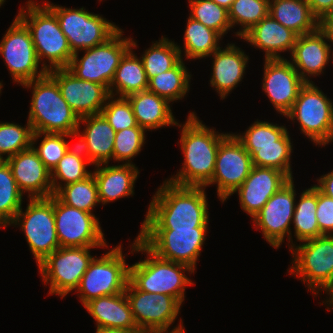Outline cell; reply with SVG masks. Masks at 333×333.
<instances>
[{
    "mask_svg": "<svg viewBox=\"0 0 333 333\" xmlns=\"http://www.w3.org/2000/svg\"><path fill=\"white\" fill-rule=\"evenodd\" d=\"M205 189L163 181L152 197L141 229L209 228Z\"/></svg>",
    "mask_w": 333,
    "mask_h": 333,
    "instance_id": "cell-1",
    "label": "cell"
},
{
    "mask_svg": "<svg viewBox=\"0 0 333 333\" xmlns=\"http://www.w3.org/2000/svg\"><path fill=\"white\" fill-rule=\"evenodd\" d=\"M185 123H177L181 130L178 143L183 154V165L176 175L166 180L180 186L204 187L214 174L220 143L230 134L219 133L205 125L196 112L189 111Z\"/></svg>",
    "mask_w": 333,
    "mask_h": 333,
    "instance_id": "cell-2",
    "label": "cell"
},
{
    "mask_svg": "<svg viewBox=\"0 0 333 333\" xmlns=\"http://www.w3.org/2000/svg\"><path fill=\"white\" fill-rule=\"evenodd\" d=\"M130 249V253L141 252L146 257L129 266V281L140 291L167 294L182 305L186 287L195 284L188 274L195 271L187 265L157 256L138 237L130 244Z\"/></svg>",
    "mask_w": 333,
    "mask_h": 333,
    "instance_id": "cell-3",
    "label": "cell"
},
{
    "mask_svg": "<svg viewBox=\"0 0 333 333\" xmlns=\"http://www.w3.org/2000/svg\"><path fill=\"white\" fill-rule=\"evenodd\" d=\"M26 3L16 16L28 28L41 65L47 71L67 68L74 53L56 15L42 2L28 0Z\"/></svg>",
    "mask_w": 333,
    "mask_h": 333,
    "instance_id": "cell-4",
    "label": "cell"
},
{
    "mask_svg": "<svg viewBox=\"0 0 333 333\" xmlns=\"http://www.w3.org/2000/svg\"><path fill=\"white\" fill-rule=\"evenodd\" d=\"M21 86L32 90L27 120L34 133L76 135L80 118L64 100L57 82L48 73Z\"/></svg>",
    "mask_w": 333,
    "mask_h": 333,
    "instance_id": "cell-5",
    "label": "cell"
},
{
    "mask_svg": "<svg viewBox=\"0 0 333 333\" xmlns=\"http://www.w3.org/2000/svg\"><path fill=\"white\" fill-rule=\"evenodd\" d=\"M284 117L294 124L299 123L300 133L316 146L325 147L333 142V101L315 82L301 87L294 105Z\"/></svg>",
    "mask_w": 333,
    "mask_h": 333,
    "instance_id": "cell-6",
    "label": "cell"
},
{
    "mask_svg": "<svg viewBox=\"0 0 333 333\" xmlns=\"http://www.w3.org/2000/svg\"><path fill=\"white\" fill-rule=\"evenodd\" d=\"M123 244L113 247L101 257L90 262L74 293L84 306L87 302L102 296L125 292L129 281V264L123 255Z\"/></svg>",
    "mask_w": 333,
    "mask_h": 333,
    "instance_id": "cell-7",
    "label": "cell"
},
{
    "mask_svg": "<svg viewBox=\"0 0 333 333\" xmlns=\"http://www.w3.org/2000/svg\"><path fill=\"white\" fill-rule=\"evenodd\" d=\"M9 226L20 227L37 266L60 247L54 218V194L48 198H28Z\"/></svg>",
    "mask_w": 333,
    "mask_h": 333,
    "instance_id": "cell-8",
    "label": "cell"
},
{
    "mask_svg": "<svg viewBox=\"0 0 333 333\" xmlns=\"http://www.w3.org/2000/svg\"><path fill=\"white\" fill-rule=\"evenodd\" d=\"M123 29H119L106 42L90 49L74 53L67 69L77 78L99 83L108 90L117 67L124 55L132 48V37H124Z\"/></svg>",
    "mask_w": 333,
    "mask_h": 333,
    "instance_id": "cell-9",
    "label": "cell"
},
{
    "mask_svg": "<svg viewBox=\"0 0 333 333\" xmlns=\"http://www.w3.org/2000/svg\"><path fill=\"white\" fill-rule=\"evenodd\" d=\"M296 245L289 249L293 259L287 271L306 284L314 297L318 296L333 276V235H322Z\"/></svg>",
    "mask_w": 333,
    "mask_h": 333,
    "instance_id": "cell-10",
    "label": "cell"
},
{
    "mask_svg": "<svg viewBox=\"0 0 333 333\" xmlns=\"http://www.w3.org/2000/svg\"><path fill=\"white\" fill-rule=\"evenodd\" d=\"M57 17L73 53L90 49L111 38L120 28L100 14L86 8H68L43 2Z\"/></svg>",
    "mask_w": 333,
    "mask_h": 333,
    "instance_id": "cell-11",
    "label": "cell"
},
{
    "mask_svg": "<svg viewBox=\"0 0 333 333\" xmlns=\"http://www.w3.org/2000/svg\"><path fill=\"white\" fill-rule=\"evenodd\" d=\"M106 247H59L38 265L42 282L50 285L48 295L62 299L75 291L95 256L91 249Z\"/></svg>",
    "mask_w": 333,
    "mask_h": 333,
    "instance_id": "cell-12",
    "label": "cell"
},
{
    "mask_svg": "<svg viewBox=\"0 0 333 333\" xmlns=\"http://www.w3.org/2000/svg\"><path fill=\"white\" fill-rule=\"evenodd\" d=\"M125 294L135 323L142 333L176 332L185 329L182 318L177 326H173L182 306L174 297L140 291L130 281Z\"/></svg>",
    "mask_w": 333,
    "mask_h": 333,
    "instance_id": "cell-13",
    "label": "cell"
},
{
    "mask_svg": "<svg viewBox=\"0 0 333 333\" xmlns=\"http://www.w3.org/2000/svg\"><path fill=\"white\" fill-rule=\"evenodd\" d=\"M208 228L141 229L138 238L157 256L196 271Z\"/></svg>",
    "mask_w": 333,
    "mask_h": 333,
    "instance_id": "cell-14",
    "label": "cell"
},
{
    "mask_svg": "<svg viewBox=\"0 0 333 333\" xmlns=\"http://www.w3.org/2000/svg\"><path fill=\"white\" fill-rule=\"evenodd\" d=\"M0 55L13 82L19 86L48 73L40 66L28 28L17 16L0 41Z\"/></svg>",
    "mask_w": 333,
    "mask_h": 333,
    "instance_id": "cell-15",
    "label": "cell"
},
{
    "mask_svg": "<svg viewBox=\"0 0 333 333\" xmlns=\"http://www.w3.org/2000/svg\"><path fill=\"white\" fill-rule=\"evenodd\" d=\"M296 189L290 179L266 202L264 207L252 218L255 230H260L264 239L274 249L288 241V249L294 246L291 224L295 212Z\"/></svg>",
    "mask_w": 333,
    "mask_h": 333,
    "instance_id": "cell-16",
    "label": "cell"
},
{
    "mask_svg": "<svg viewBox=\"0 0 333 333\" xmlns=\"http://www.w3.org/2000/svg\"><path fill=\"white\" fill-rule=\"evenodd\" d=\"M54 218L60 247H109L94 213L68 206L55 194Z\"/></svg>",
    "mask_w": 333,
    "mask_h": 333,
    "instance_id": "cell-17",
    "label": "cell"
},
{
    "mask_svg": "<svg viewBox=\"0 0 333 333\" xmlns=\"http://www.w3.org/2000/svg\"><path fill=\"white\" fill-rule=\"evenodd\" d=\"M252 158L244 145L230 133L219 145L212 179L204 186L216 185V193L224 204L249 176Z\"/></svg>",
    "mask_w": 333,
    "mask_h": 333,
    "instance_id": "cell-18",
    "label": "cell"
},
{
    "mask_svg": "<svg viewBox=\"0 0 333 333\" xmlns=\"http://www.w3.org/2000/svg\"><path fill=\"white\" fill-rule=\"evenodd\" d=\"M263 70L262 89L276 113L285 116L306 82L286 58L265 59Z\"/></svg>",
    "mask_w": 333,
    "mask_h": 333,
    "instance_id": "cell-19",
    "label": "cell"
},
{
    "mask_svg": "<svg viewBox=\"0 0 333 333\" xmlns=\"http://www.w3.org/2000/svg\"><path fill=\"white\" fill-rule=\"evenodd\" d=\"M48 74L57 82L62 97L79 118L102 112L110 96L105 86L79 79L67 68L52 69Z\"/></svg>",
    "mask_w": 333,
    "mask_h": 333,
    "instance_id": "cell-20",
    "label": "cell"
},
{
    "mask_svg": "<svg viewBox=\"0 0 333 333\" xmlns=\"http://www.w3.org/2000/svg\"><path fill=\"white\" fill-rule=\"evenodd\" d=\"M332 46L333 43L321 27L310 34L297 36L290 62L306 83L313 82L310 77L324 74L326 66L331 61L333 63Z\"/></svg>",
    "mask_w": 333,
    "mask_h": 333,
    "instance_id": "cell-21",
    "label": "cell"
},
{
    "mask_svg": "<svg viewBox=\"0 0 333 333\" xmlns=\"http://www.w3.org/2000/svg\"><path fill=\"white\" fill-rule=\"evenodd\" d=\"M290 178L275 168L253 166L249 176L233 194L238 193L240 207L253 218Z\"/></svg>",
    "mask_w": 333,
    "mask_h": 333,
    "instance_id": "cell-22",
    "label": "cell"
},
{
    "mask_svg": "<svg viewBox=\"0 0 333 333\" xmlns=\"http://www.w3.org/2000/svg\"><path fill=\"white\" fill-rule=\"evenodd\" d=\"M19 190L28 198H48L53 195L51 172L32 146L6 159Z\"/></svg>",
    "mask_w": 333,
    "mask_h": 333,
    "instance_id": "cell-23",
    "label": "cell"
},
{
    "mask_svg": "<svg viewBox=\"0 0 333 333\" xmlns=\"http://www.w3.org/2000/svg\"><path fill=\"white\" fill-rule=\"evenodd\" d=\"M83 131H80L81 125ZM116 132L102 113L87 115L79 119L76 133L77 145L82 149L92 166L110 163L113 156Z\"/></svg>",
    "mask_w": 333,
    "mask_h": 333,
    "instance_id": "cell-24",
    "label": "cell"
},
{
    "mask_svg": "<svg viewBox=\"0 0 333 333\" xmlns=\"http://www.w3.org/2000/svg\"><path fill=\"white\" fill-rule=\"evenodd\" d=\"M218 48L211 56L212 73L210 86L224 100L246 75L249 55L235 43H227L225 47Z\"/></svg>",
    "mask_w": 333,
    "mask_h": 333,
    "instance_id": "cell-25",
    "label": "cell"
},
{
    "mask_svg": "<svg viewBox=\"0 0 333 333\" xmlns=\"http://www.w3.org/2000/svg\"><path fill=\"white\" fill-rule=\"evenodd\" d=\"M297 36L295 32L268 14L248 30L240 40H245L255 49L263 50L264 59H284V56L280 54L290 52L291 55Z\"/></svg>",
    "mask_w": 333,
    "mask_h": 333,
    "instance_id": "cell-26",
    "label": "cell"
},
{
    "mask_svg": "<svg viewBox=\"0 0 333 333\" xmlns=\"http://www.w3.org/2000/svg\"><path fill=\"white\" fill-rule=\"evenodd\" d=\"M92 174L97 183L98 197L102 205L134 196V187L140 170L135 164L109 163L94 166Z\"/></svg>",
    "mask_w": 333,
    "mask_h": 333,
    "instance_id": "cell-27",
    "label": "cell"
},
{
    "mask_svg": "<svg viewBox=\"0 0 333 333\" xmlns=\"http://www.w3.org/2000/svg\"><path fill=\"white\" fill-rule=\"evenodd\" d=\"M96 322V328H119L133 333H142L134 320L125 292L98 297L84 305Z\"/></svg>",
    "mask_w": 333,
    "mask_h": 333,
    "instance_id": "cell-28",
    "label": "cell"
},
{
    "mask_svg": "<svg viewBox=\"0 0 333 333\" xmlns=\"http://www.w3.org/2000/svg\"><path fill=\"white\" fill-rule=\"evenodd\" d=\"M131 104L137 125L146 131L176 126L171 104L166 98L148 90L126 96Z\"/></svg>",
    "mask_w": 333,
    "mask_h": 333,
    "instance_id": "cell-29",
    "label": "cell"
},
{
    "mask_svg": "<svg viewBox=\"0 0 333 333\" xmlns=\"http://www.w3.org/2000/svg\"><path fill=\"white\" fill-rule=\"evenodd\" d=\"M137 47V41L132 38V48L121 59L110 84V95L126 97L147 90L148 79L143 62L133 51Z\"/></svg>",
    "mask_w": 333,
    "mask_h": 333,
    "instance_id": "cell-30",
    "label": "cell"
},
{
    "mask_svg": "<svg viewBox=\"0 0 333 333\" xmlns=\"http://www.w3.org/2000/svg\"><path fill=\"white\" fill-rule=\"evenodd\" d=\"M269 14L298 36L315 32L320 27L306 0H269Z\"/></svg>",
    "mask_w": 333,
    "mask_h": 333,
    "instance_id": "cell-31",
    "label": "cell"
},
{
    "mask_svg": "<svg viewBox=\"0 0 333 333\" xmlns=\"http://www.w3.org/2000/svg\"><path fill=\"white\" fill-rule=\"evenodd\" d=\"M183 38L184 45L182 47L177 45V48L180 51L181 58L184 59V56V60L190 61L191 59L199 60L211 57L220 48V41L223 37L218 32L188 16Z\"/></svg>",
    "mask_w": 333,
    "mask_h": 333,
    "instance_id": "cell-32",
    "label": "cell"
},
{
    "mask_svg": "<svg viewBox=\"0 0 333 333\" xmlns=\"http://www.w3.org/2000/svg\"><path fill=\"white\" fill-rule=\"evenodd\" d=\"M293 142L287 130L279 139L278 145L244 146L252 158L253 166L275 168L293 178L291 157Z\"/></svg>",
    "mask_w": 333,
    "mask_h": 333,
    "instance_id": "cell-33",
    "label": "cell"
},
{
    "mask_svg": "<svg viewBox=\"0 0 333 333\" xmlns=\"http://www.w3.org/2000/svg\"><path fill=\"white\" fill-rule=\"evenodd\" d=\"M299 196L292 221L296 238L294 245L297 244L296 241L303 242L323 235L316 218L317 188L314 185L306 188Z\"/></svg>",
    "mask_w": 333,
    "mask_h": 333,
    "instance_id": "cell-34",
    "label": "cell"
},
{
    "mask_svg": "<svg viewBox=\"0 0 333 333\" xmlns=\"http://www.w3.org/2000/svg\"><path fill=\"white\" fill-rule=\"evenodd\" d=\"M186 67L182 59L174 68L151 78L147 90L166 98L170 103L182 100L188 95L192 77Z\"/></svg>",
    "mask_w": 333,
    "mask_h": 333,
    "instance_id": "cell-35",
    "label": "cell"
},
{
    "mask_svg": "<svg viewBox=\"0 0 333 333\" xmlns=\"http://www.w3.org/2000/svg\"><path fill=\"white\" fill-rule=\"evenodd\" d=\"M92 165L82 149L75 143L59 160L51 172L53 194L62 186L85 180L92 174L87 166Z\"/></svg>",
    "mask_w": 333,
    "mask_h": 333,
    "instance_id": "cell-36",
    "label": "cell"
},
{
    "mask_svg": "<svg viewBox=\"0 0 333 333\" xmlns=\"http://www.w3.org/2000/svg\"><path fill=\"white\" fill-rule=\"evenodd\" d=\"M144 50L141 55V60L144 65V70L148 81L154 76L174 68L181 60V54L177 48L175 41L168 39L165 36Z\"/></svg>",
    "mask_w": 333,
    "mask_h": 333,
    "instance_id": "cell-37",
    "label": "cell"
},
{
    "mask_svg": "<svg viewBox=\"0 0 333 333\" xmlns=\"http://www.w3.org/2000/svg\"><path fill=\"white\" fill-rule=\"evenodd\" d=\"M55 195L66 205L88 213H93V209L100 204L93 174L85 180L62 186Z\"/></svg>",
    "mask_w": 333,
    "mask_h": 333,
    "instance_id": "cell-38",
    "label": "cell"
},
{
    "mask_svg": "<svg viewBox=\"0 0 333 333\" xmlns=\"http://www.w3.org/2000/svg\"><path fill=\"white\" fill-rule=\"evenodd\" d=\"M268 14L269 0H234L228 9L232 28L240 26L233 32L239 39Z\"/></svg>",
    "mask_w": 333,
    "mask_h": 333,
    "instance_id": "cell-39",
    "label": "cell"
},
{
    "mask_svg": "<svg viewBox=\"0 0 333 333\" xmlns=\"http://www.w3.org/2000/svg\"><path fill=\"white\" fill-rule=\"evenodd\" d=\"M189 16L206 27L225 36L232 26L229 21L228 10L212 0H188Z\"/></svg>",
    "mask_w": 333,
    "mask_h": 333,
    "instance_id": "cell-40",
    "label": "cell"
},
{
    "mask_svg": "<svg viewBox=\"0 0 333 333\" xmlns=\"http://www.w3.org/2000/svg\"><path fill=\"white\" fill-rule=\"evenodd\" d=\"M76 135L67 134H55V133H33L32 136V148L38 154V157L46 166V168L52 172L57 166L59 160L67 153L72 145L66 140L67 138H75ZM38 139L40 140L39 146L37 145Z\"/></svg>",
    "mask_w": 333,
    "mask_h": 333,
    "instance_id": "cell-41",
    "label": "cell"
},
{
    "mask_svg": "<svg viewBox=\"0 0 333 333\" xmlns=\"http://www.w3.org/2000/svg\"><path fill=\"white\" fill-rule=\"evenodd\" d=\"M23 193L19 190L10 166H0V220L8 227L20 208L23 207Z\"/></svg>",
    "mask_w": 333,
    "mask_h": 333,
    "instance_id": "cell-42",
    "label": "cell"
},
{
    "mask_svg": "<svg viewBox=\"0 0 333 333\" xmlns=\"http://www.w3.org/2000/svg\"><path fill=\"white\" fill-rule=\"evenodd\" d=\"M33 130L28 122L25 126L18 123L0 122V155L5 160L32 146Z\"/></svg>",
    "mask_w": 333,
    "mask_h": 333,
    "instance_id": "cell-43",
    "label": "cell"
},
{
    "mask_svg": "<svg viewBox=\"0 0 333 333\" xmlns=\"http://www.w3.org/2000/svg\"><path fill=\"white\" fill-rule=\"evenodd\" d=\"M146 132L142 127H131L116 132L112 160L122 164H133L131 160L136 158L146 143Z\"/></svg>",
    "mask_w": 333,
    "mask_h": 333,
    "instance_id": "cell-44",
    "label": "cell"
},
{
    "mask_svg": "<svg viewBox=\"0 0 333 333\" xmlns=\"http://www.w3.org/2000/svg\"><path fill=\"white\" fill-rule=\"evenodd\" d=\"M288 128L268 121H254L244 133H233L244 146L278 145V139Z\"/></svg>",
    "mask_w": 333,
    "mask_h": 333,
    "instance_id": "cell-45",
    "label": "cell"
},
{
    "mask_svg": "<svg viewBox=\"0 0 333 333\" xmlns=\"http://www.w3.org/2000/svg\"><path fill=\"white\" fill-rule=\"evenodd\" d=\"M115 132L137 125L131 104L126 97L110 95L101 112Z\"/></svg>",
    "mask_w": 333,
    "mask_h": 333,
    "instance_id": "cell-46",
    "label": "cell"
},
{
    "mask_svg": "<svg viewBox=\"0 0 333 333\" xmlns=\"http://www.w3.org/2000/svg\"><path fill=\"white\" fill-rule=\"evenodd\" d=\"M317 223L323 235H333V199L317 189Z\"/></svg>",
    "mask_w": 333,
    "mask_h": 333,
    "instance_id": "cell-47",
    "label": "cell"
},
{
    "mask_svg": "<svg viewBox=\"0 0 333 333\" xmlns=\"http://www.w3.org/2000/svg\"><path fill=\"white\" fill-rule=\"evenodd\" d=\"M312 15L321 23L333 13V0H306Z\"/></svg>",
    "mask_w": 333,
    "mask_h": 333,
    "instance_id": "cell-48",
    "label": "cell"
},
{
    "mask_svg": "<svg viewBox=\"0 0 333 333\" xmlns=\"http://www.w3.org/2000/svg\"><path fill=\"white\" fill-rule=\"evenodd\" d=\"M317 184L314 186L324 195L333 199V170L329 173L323 174L316 179Z\"/></svg>",
    "mask_w": 333,
    "mask_h": 333,
    "instance_id": "cell-49",
    "label": "cell"
},
{
    "mask_svg": "<svg viewBox=\"0 0 333 333\" xmlns=\"http://www.w3.org/2000/svg\"><path fill=\"white\" fill-rule=\"evenodd\" d=\"M322 291L325 294H327V296H329V297H327L326 300H323L322 303H320V304L321 305L325 304L327 306L326 307L327 311H332L333 310V276H332L331 280L325 285V287L320 292H322Z\"/></svg>",
    "mask_w": 333,
    "mask_h": 333,
    "instance_id": "cell-50",
    "label": "cell"
},
{
    "mask_svg": "<svg viewBox=\"0 0 333 333\" xmlns=\"http://www.w3.org/2000/svg\"><path fill=\"white\" fill-rule=\"evenodd\" d=\"M320 27L327 33L333 43V13L320 23Z\"/></svg>",
    "mask_w": 333,
    "mask_h": 333,
    "instance_id": "cell-51",
    "label": "cell"
},
{
    "mask_svg": "<svg viewBox=\"0 0 333 333\" xmlns=\"http://www.w3.org/2000/svg\"><path fill=\"white\" fill-rule=\"evenodd\" d=\"M95 333H133V332L119 328L103 327V328H96Z\"/></svg>",
    "mask_w": 333,
    "mask_h": 333,
    "instance_id": "cell-52",
    "label": "cell"
},
{
    "mask_svg": "<svg viewBox=\"0 0 333 333\" xmlns=\"http://www.w3.org/2000/svg\"><path fill=\"white\" fill-rule=\"evenodd\" d=\"M219 6L226 8L227 10L231 7L234 0H212Z\"/></svg>",
    "mask_w": 333,
    "mask_h": 333,
    "instance_id": "cell-53",
    "label": "cell"
},
{
    "mask_svg": "<svg viewBox=\"0 0 333 333\" xmlns=\"http://www.w3.org/2000/svg\"><path fill=\"white\" fill-rule=\"evenodd\" d=\"M162 333H186L185 329L176 332H162Z\"/></svg>",
    "mask_w": 333,
    "mask_h": 333,
    "instance_id": "cell-54",
    "label": "cell"
},
{
    "mask_svg": "<svg viewBox=\"0 0 333 333\" xmlns=\"http://www.w3.org/2000/svg\"><path fill=\"white\" fill-rule=\"evenodd\" d=\"M6 162L5 158L0 155V166Z\"/></svg>",
    "mask_w": 333,
    "mask_h": 333,
    "instance_id": "cell-55",
    "label": "cell"
},
{
    "mask_svg": "<svg viewBox=\"0 0 333 333\" xmlns=\"http://www.w3.org/2000/svg\"><path fill=\"white\" fill-rule=\"evenodd\" d=\"M0 227L6 228L7 226L0 220Z\"/></svg>",
    "mask_w": 333,
    "mask_h": 333,
    "instance_id": "cell-56",
    "label": "cell"
},
{
    "mask_svg": "<svg viewBox=\"0 0 333 333\" xmlns=\"http://www.w3.org/2000/svg\"><path fill=\"white\" fill-rule=\"evenodd\" d=\"M3 88V84H2V81H0V94H1V92H2V89Z\"/></svg>",
    "mask_w": 333,
    "mask_h": 333,
    "instance_id": "cell-57",
    "label": "cell"
},
{
    "mask_svg": "<svg viewBox=\"0 0 333 333\" xmlns=\"http://www.w3.org/2000/svg\"><path fill=\"white\" fill-rule=\"evenodd\" d=\"M5 1L6 0H0V7L3 6V4H4Z\"/></svg>",
    "mask_w": 333,
    "mask_h": 333,
    "instance_id": "cell-58",
    "label": "cell"
}]
</instances>
